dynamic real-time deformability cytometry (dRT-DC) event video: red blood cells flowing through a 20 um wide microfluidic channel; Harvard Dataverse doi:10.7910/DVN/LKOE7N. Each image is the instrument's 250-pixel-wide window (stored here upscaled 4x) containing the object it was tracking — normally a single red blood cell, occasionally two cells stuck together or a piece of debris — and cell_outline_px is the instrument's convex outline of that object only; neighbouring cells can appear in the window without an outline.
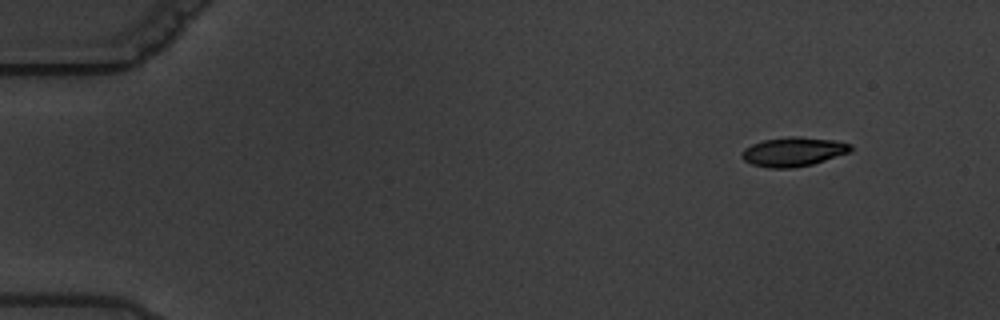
{"species": "common noctule bat (a hibernating species)", "species_latin": "Nyctalus noctula", "temperature_condition": "warm", "stored_images_in_passage": 7, "camera_frame_rate_fps": 3000, "um_per_image_px": 0.085, "animal": {"sex": "male", "body_mass_g": 19.5, "forearm_length_mm": 54.6}, "frame": {"image": 1, "passage_image": 2, "time_ms": 1.333, "image_size_px": [1000, 320], "cell_outline_px": [[852, 152], [812, 164], [792, 168], [768, 168], [752, 164], [744, 160], [740, 156], [740, 152], [744, 148], [752, 144], [764, 140], [788, 136], [800, 136], [836, 140], [852, 144]], "centroid_in_image_um": [67.45, 12.89], "position_along_channel_um": 17.6, "area_um2": 18.79}}